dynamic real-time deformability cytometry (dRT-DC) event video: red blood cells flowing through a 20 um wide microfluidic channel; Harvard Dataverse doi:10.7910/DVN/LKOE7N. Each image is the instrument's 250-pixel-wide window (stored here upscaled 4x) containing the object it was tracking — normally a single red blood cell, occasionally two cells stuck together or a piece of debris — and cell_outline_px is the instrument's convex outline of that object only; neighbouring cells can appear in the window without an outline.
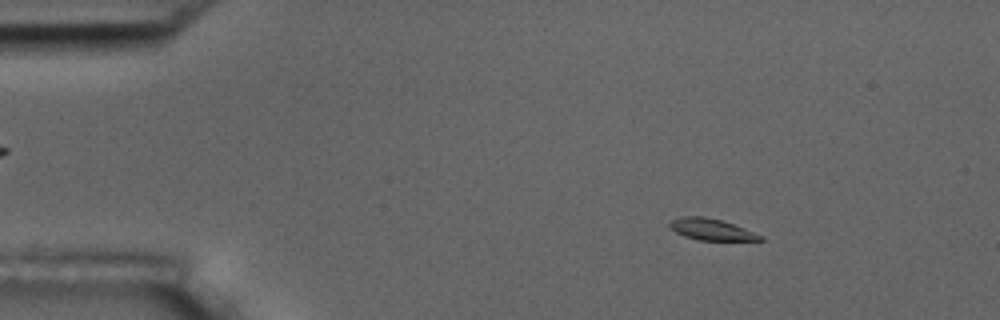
{"species": "common noctule bat (a hibernating species)", "species_latin": "Nyctalus noctula", "temperature_condition": "room temperature", "stored_images_in_passage": 55, "camera_frame_rate_fps": 3000, "um_per_image_px": 0.085, "animal": {"sex": "male", "body_mass_g": 17.5, "forearm_length_mm": 52.3}, "frame": {"image": 1, "passage_image": 8, "time_ms": 2.333, "image_size_px": [1000, 320], "cell_outline_px": [[764, 240], [700, 240], [684, 236], [668, 228], [668, 224], [672, 220], [680, 216], [704, 216], [720, 220], [732, 224], [764, 236]], "centroid_in_image_um": [60.41, 19.49], "position_along_channel_um": 24.6, "area_um2": 11.21}}
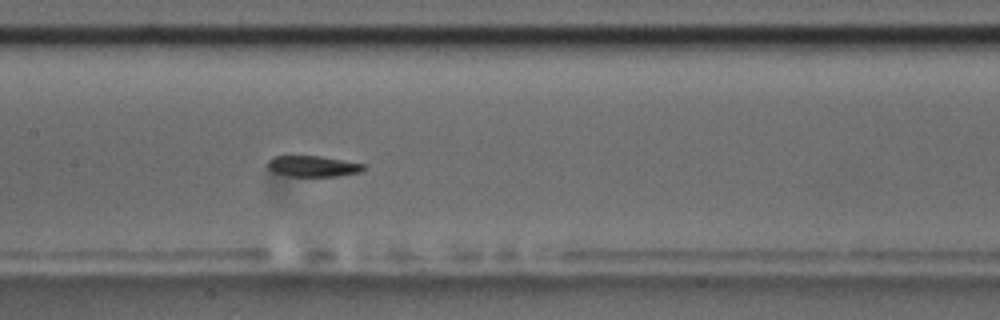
{"frame": {"image": 2, "passage_image": 27, "time_ms": 8.667, "image_size_px": [1000, 320], "cell_outline_px": [[364, 172], [340, 176], [292, 176], [272, 172], [268, 168], [268, 160], [272, 156], [320, 156], [364, 164]], "centroid_in_image_um": [26.61, 14.13], "position_along_channel_um": 180.8, "area_um2": 11.73}}
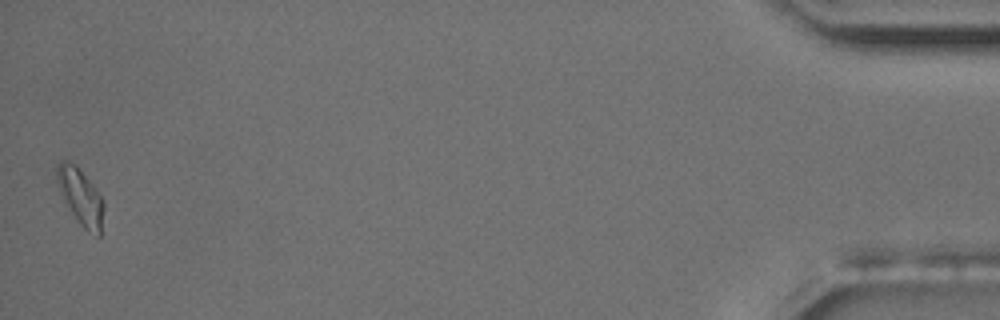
{"frame": {"image": 3, "passage_image": 55, "time_ms": 18.0, "image_size_px": [1000, 320], "cell_outline_px": [[104, 208], [100, 236], [96, 236], [88, 232], [80, 224], [64, 200], [56, 180], [56, 164], [60, 160], [68, 160], [76, 164], [92, 184], [104, 200]], "centroid_in_image_um": [6.85, 16.69], "position_along_channel_um": 428.3, "area_um2": 15.37}, "authors_computed_cell_mechanics": {"area_um2": 12.4848, "velocity_mm_per_s": 3.6279, "shape_relaxation_time_tau1_ms": 6.0842, "shape_relaxation_time_tau2_ms": 3.8834, "deformation_change_tau1": 0.1816, "deformation_change_tau2": 0.0619}}